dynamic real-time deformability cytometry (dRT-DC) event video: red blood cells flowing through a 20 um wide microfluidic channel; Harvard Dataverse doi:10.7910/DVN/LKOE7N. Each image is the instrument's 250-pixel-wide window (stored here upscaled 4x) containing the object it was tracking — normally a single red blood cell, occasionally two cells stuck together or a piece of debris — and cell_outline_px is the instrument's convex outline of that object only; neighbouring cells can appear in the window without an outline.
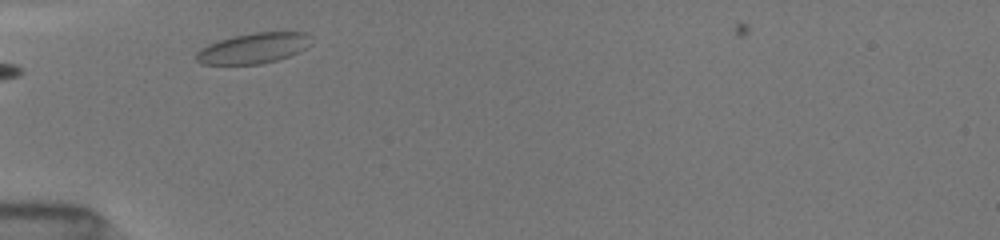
{"species": "common noctule bat (a hibernating species)", "species_latin": "Nyctalus noctula", "temperature_condition": "room temperature", "stored_images_in_passage": 34, "camera_frame_rate_fps": 3000, "um_per_image_px": 0.085, "animal": {"sex": "female", "body_mass_g": 19.5, "forearm_length_mm": 54.1}, "frame": {"image": 1, "passage_image": 6, "time_ms": 1.667, "image_size_px": [1000, 240], "cell_outline_px": [[312, 36], [304, 48], [300, 52], [276, 60], [260, 64], [200, 64], [196, 60], [196, 52], [208, 44], [232, 36], [256, 32], [308, 32]], "centroid_in_image_um": [21.53, 4.09], "position_along_channel_um": 63.5, "area_um2": 20.29}}
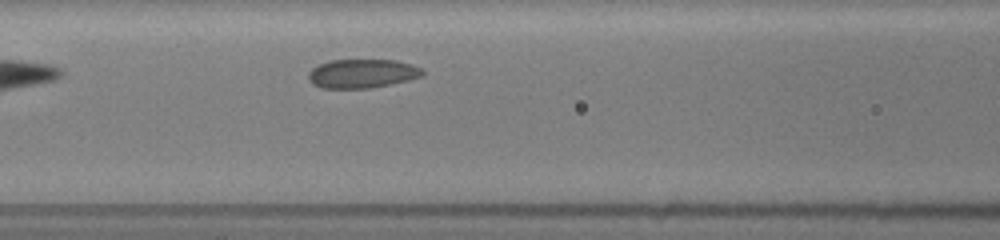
{"frame": {"image": 2, "passage_image": 12, "time_ms": 3.667, "image_size_px": [1000, 240], "cell_outline_px": [[424, 76], [408, 80], [368, 88], [320, 88], [312, 84], [308, 80], [308, 72], [312, 68], [328, 60], [396, 60], [412, 64], [420, 68], [424, 72]], "centroid_in_image_um": [30.76, 6.25], "position_along_channel_um": 135.8, "area_um2": 19.25}}
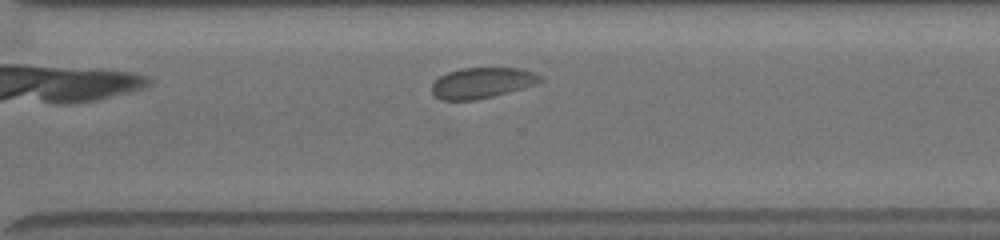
{"frame": {"image": 3, "passage_image": 27, "time_ms": 8.667, "image_size_px": [1000, 240], "cell_outline_px": [[544, 80], [536, 84], [508, 92], [476, 100], [440, 100], [432, 92], [432, 84], [440, 76], [448, 72], [460, 68], [520, 68], [532, 72], [540, 76]], "centroid_in_image_um": [40.96, 7.04], "position_along_channel_um": 329.6, "area_um2": 19.25}, "authors_computed_cell_mechanics": {"area_um2": 19.8543, "velocity_mm_per_s": 3.8922, "shape_relaxation_time_tau1_ms": 2.5196, "shape_relaxation_time_tau2_ms": null, "deformation_change_tau1": 0.0487, "deformation_change_tau2": null}}